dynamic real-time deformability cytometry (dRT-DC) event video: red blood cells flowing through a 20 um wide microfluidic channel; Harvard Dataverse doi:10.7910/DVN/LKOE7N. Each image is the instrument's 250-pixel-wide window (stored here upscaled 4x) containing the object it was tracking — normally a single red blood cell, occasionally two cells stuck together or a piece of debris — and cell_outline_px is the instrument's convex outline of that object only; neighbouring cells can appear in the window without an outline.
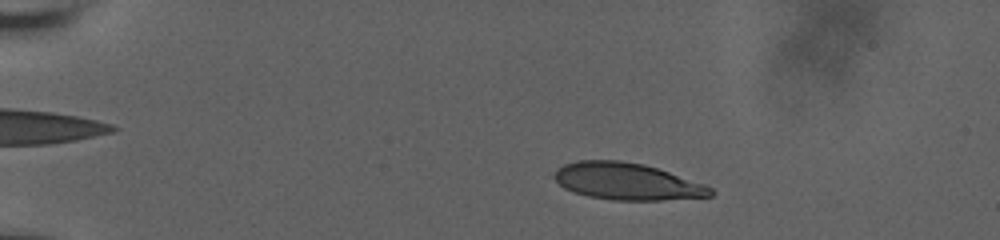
{"species": "human", "species_latin": "Homo sapiens", "temperature_condition": "room temperature", "stored_images_in_passage": 58, "camera_frame_rate_fps": 3000, "um_per_image_px": 0.085, "donor": {"sex": "male"}, "frame": {"image": 1, "passage_image": 12, "time_ms": 3.667, "image_size_px": [1000, 240], "cell_outline_px": [[716, 192], [712, 196], [660, 200], [612, 200], [588, 196], [564, 188], [552, 176], [556, 168], [564, 164], [576, 160], [620, 160], [644, 164], [704, 184], [712, 188]], "centroid_in_image_um": [53.27, 15.41], "position_along_channel_um": 31.7, "area_um2": 33.52}}
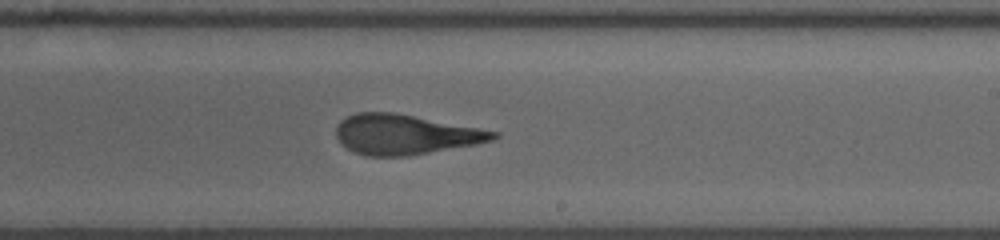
{"frame": {"image": 2, "passage_image": 37, "time_ms": 12.0, "image_size_px": [1000, 240], "cell_outline_px": [[500, 136], [492, 140], [476, 144], [408, 156], [364, 156], [348, 148], [336, 136], [336, 128], [340, 120], [356, 112], [392, 112], [480, 128], [500, 132]], "centroid_in_image_um": [34.45, 11.43], "position_along_channel_um": 254.6, "area_um2": 36.36}}
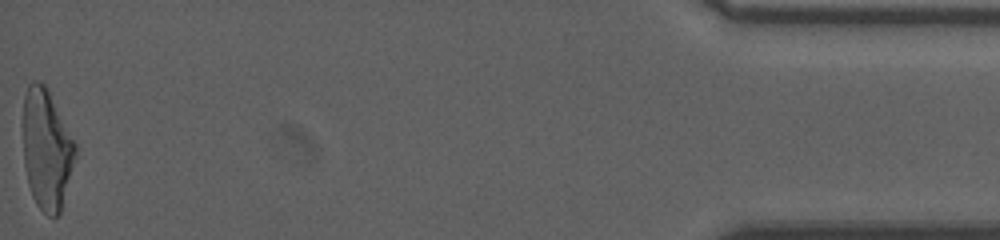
{"frame": {"image": 3, "passage_image": 58, "time_ms": 19.0, "image_size_px": [1000, 240], "cell_outline_px": [[76, 156], [60, 212], [56, 216], [48, 216], [36, 204], [32, 196], [28, 184], [24, 164], [24, 96], [28, 84], [32, 80], [36, 80], [44, 84], [48, 88], [76, 144]], "centroid_in_image_um": [3.96, 12.67], "position_along_channel_um": 431.2, "area_um2": 36.47}, "authors_computed_cell_mechanics": {"area_um2": 36.1539, "velocity_mm_per_s": 3.7533, "shape_relaxation_time_tau1_ms": 6.1947, "shape_relaxation_time_tau2_ms": 1.2902, "deformation_change_tau1": 0.2254, "deformation_change_tau2": 0.1101}}